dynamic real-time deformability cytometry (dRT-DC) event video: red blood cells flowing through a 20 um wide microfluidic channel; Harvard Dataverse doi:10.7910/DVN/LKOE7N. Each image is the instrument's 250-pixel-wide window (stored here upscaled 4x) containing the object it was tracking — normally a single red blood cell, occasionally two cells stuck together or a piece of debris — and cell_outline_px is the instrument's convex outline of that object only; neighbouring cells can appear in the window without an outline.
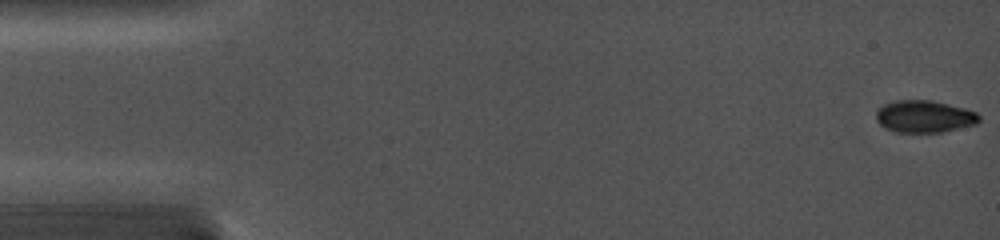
{"species": "common noctule bat (a hibernating species)", "species_latin": "Nyctalus noctula", "temperature_condition": "cold", "stored_images_in_passage": 40, "camera_frame_rate_fps": 5000, "um_per_image_px": 0.085, "animal": {"sex": "female", "body_mass_g": 19.0, "forearm_length_mm": 56.7}, "frame": {"image": 1, "passage_image": 1, "time_ms": 0.0, "image_size_px": [1000, 240], "cell_outline_px": [[980, 120], [976, 124], [940, 132], [896, 132], [884, 128], [876, 120], [876, 112], [884, 104], [896, 100], [932, 100], [964, 108], [976, 112], [980, 116]], "centroid_in_image_um": [78.56, 9.9], "position_along_channel_um": 6.4, "area_um2": 19.25}}
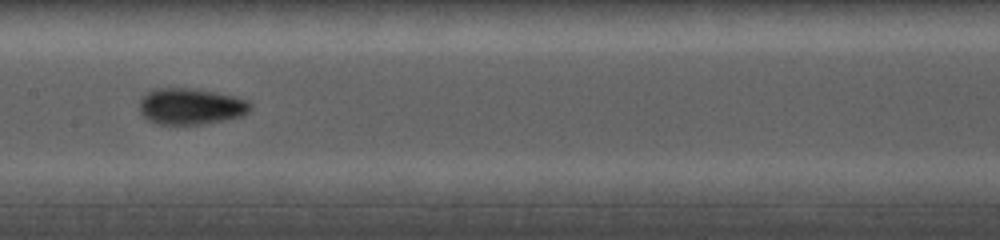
{"frame": {"image": 2, "passage_image": 17, "time_ms": 8.2, "image_size_px": [1000, 240], "cell_outline_px": [[252, 108], [244, 116], [200, 124], [156, 124], [148, 120], [140, 112], [140, 96], [156, 88], [196, 88], [236, 96], [248, 100], [252, 104]], "centroid_in_image_um": [16.23, 9.03], "position_along_channel_um": 191.2, "area_um2": 23.7}}
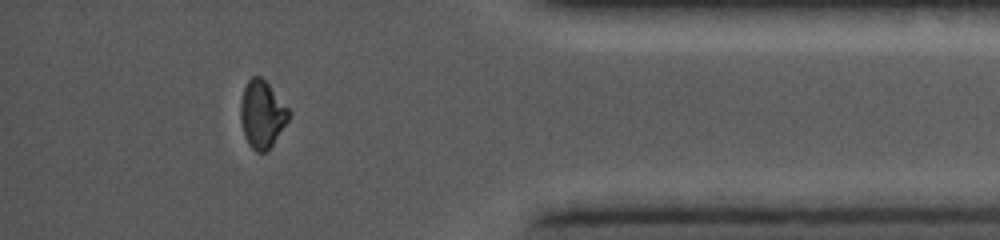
{"frame": {"image": 3, "passage_image": 35, "time_ms": 14.2, "image_size_px": [1000, 240], "cell_outline_px": [[292, 112], [288, 120], [272, 144], [264, 152], [256, 152], [248, 144], [244, 136], [240, 120], [240, 100], [244, 88], [248, 80], [252, 76], [260, 76], [268, 84]], "centroid_in_image_um": [22.25, 9.7], "position_along_channel_um": 412.9, "area_um2": 18.84}}